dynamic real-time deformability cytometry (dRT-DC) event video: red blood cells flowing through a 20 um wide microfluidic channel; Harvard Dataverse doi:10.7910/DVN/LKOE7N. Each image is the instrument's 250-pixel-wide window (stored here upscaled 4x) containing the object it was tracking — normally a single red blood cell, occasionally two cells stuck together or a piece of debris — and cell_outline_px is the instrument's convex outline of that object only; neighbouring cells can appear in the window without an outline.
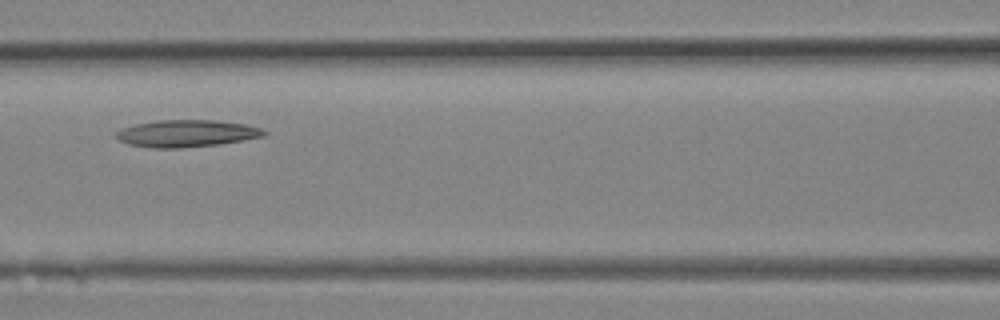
{"species": "Egyptian fruit bat (a non-hibernating species)", "species_latin": "Rousettus aegyptiacus", "temperature_condition": "room temperature", "stored_images_in_passage": 12, "camera_frame_rate_fps": 3000, "um_per_image_px": 0.085, "animal": {"sex": "female"}, "frame": {"image": 1, "passage_image": 9, "time_ms": 2.667, "image_size_px": [1000, 320], "cell_outline_px": [[268, 132], [264, 136], [244, 140], [220, 144], [180, 148], [152, 148], [128, 144], [120, 140], [116, 136], [116, 132], [124, 128], [136, 124], [160, 120], [216, 120], [244, 124], [260, 128]], "centroid_in_image_um": [15.89, 11.35], "position_along_channel_um": 150.7, "area_um2": 23.18}}
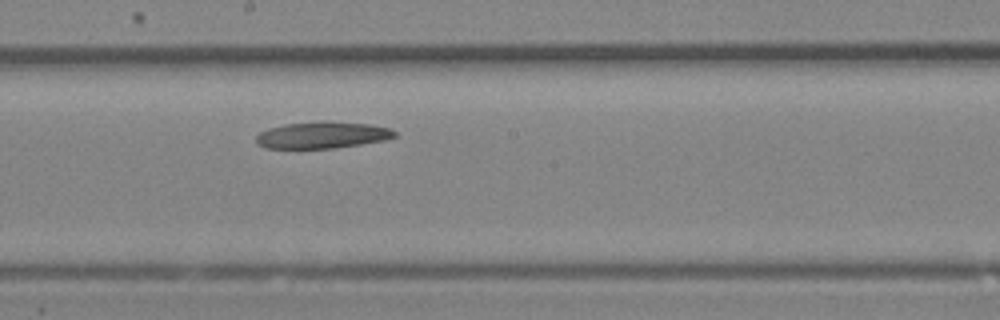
{"frame": {"image": 2, "passage_image": 12, "time_ms": 3.667, "image_size_px": [1000, 320], "cell_outline_px": [[396, 136], [384, 140], [360, 144], [332, 148], [264, 148], [256, 144], [256, 136], [260, 132], [268, 128], [284, 124], [320, 120], [328, 120], [368, 124], [388, 128], [396, 132]], "centroid_in_image_um": [27.34, 11.46], "position_along_channel_um": 220.9, "area_um2": 21.68}}